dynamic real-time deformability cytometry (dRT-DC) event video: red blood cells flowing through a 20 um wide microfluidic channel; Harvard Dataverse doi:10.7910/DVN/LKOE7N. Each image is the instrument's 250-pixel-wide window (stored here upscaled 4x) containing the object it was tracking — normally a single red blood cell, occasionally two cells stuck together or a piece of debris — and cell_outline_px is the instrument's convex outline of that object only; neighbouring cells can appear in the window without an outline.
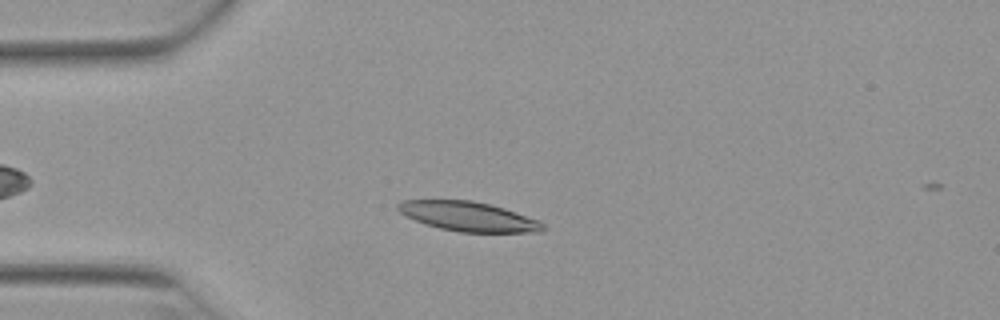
{"species": "Egyptian fruit bat (a non-hibernating species)", "species_latin": "Rousettus aegyptiacus", "temperature_condition": "warm", "stored_images_in_passage": 6, "camera_frame_rate_fps": 3000, "um_per_image_px": 0.085, "animal": {"sex": "female"}, "frame": {"image": 1, "passage_image": 3, "time_ms": 0.667, "image_size_px": [1000, 320], "cell_outline_px": [[548, 228], [544, 232], [460, 232], [440, 228], [404, 216], [396, 208], [396, 204], [404, 200], [472, 200], [492, 204], [540, 220]], "centroid_in_image_um": [39.87, 18.39], "position_along_channel_um": 45.1, "area_um2": 25.09}}